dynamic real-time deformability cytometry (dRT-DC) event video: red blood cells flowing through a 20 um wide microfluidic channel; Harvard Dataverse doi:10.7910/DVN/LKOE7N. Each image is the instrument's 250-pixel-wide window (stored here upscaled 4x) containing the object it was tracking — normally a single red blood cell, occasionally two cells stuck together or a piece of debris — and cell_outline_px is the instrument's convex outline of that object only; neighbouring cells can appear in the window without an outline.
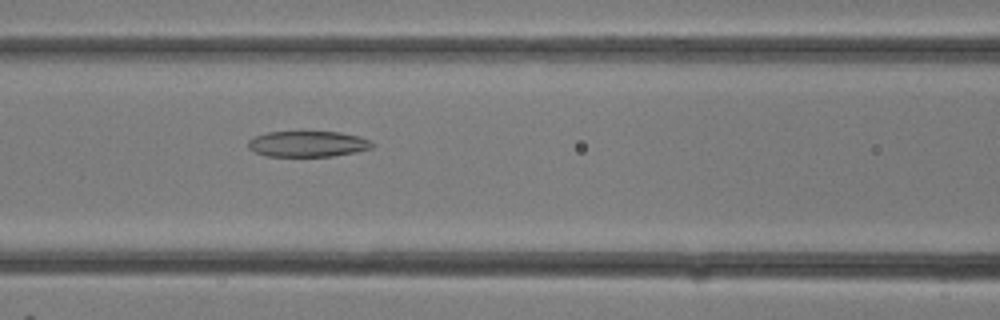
{"species": "common noctule bat (a hibernating species)", "species_latin": "Nyctalus noctula", "temperature_condition": "room temperature", "stored_images_in_passage": 6, "camera_frame_rate_fps": 3000, "um_per_image_px": 0.085, "animal": {"sex": "female"}, "frame": {"image": 1, "passage_image": 6, "time_ms": 1.667, "image_size_px": [1000, 320], "cell_outline_px": [[376, 144], [372, 148], [356, 152], [332, 156], [264, 156], [248, 148], [248, 140], [256, 136], [268, 132], [340, 132], [360, 136]], "centroid_in_image_um": [26.18, 12.24], "position_along_channel_um": 140.4, "area_um2": 18.67}}